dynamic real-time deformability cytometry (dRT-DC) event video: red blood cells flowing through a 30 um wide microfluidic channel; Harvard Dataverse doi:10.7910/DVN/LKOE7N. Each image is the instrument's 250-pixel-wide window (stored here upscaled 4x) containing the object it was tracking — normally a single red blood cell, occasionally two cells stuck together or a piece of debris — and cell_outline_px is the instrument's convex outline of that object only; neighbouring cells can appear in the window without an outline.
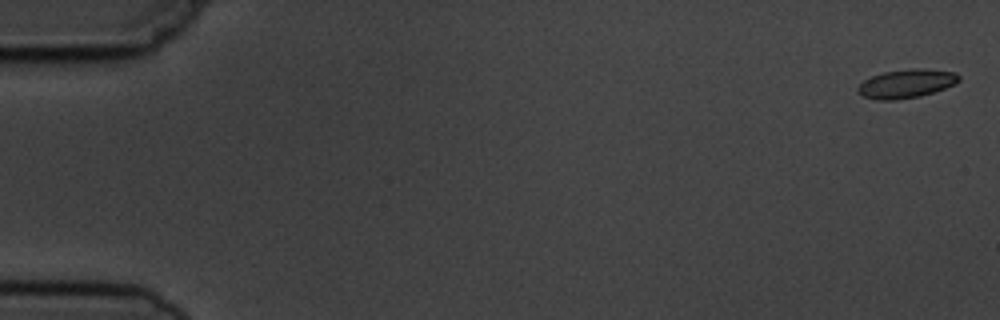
{"species": "common noctule bat (a hibernating species)", "species_latin": "Nyctalus noctula", "temperature_condition": "cold", "stored_images_in_passage": 5, "camera_frame_rate_fps": 3000, "um_per_image_px": 0.085, "animal": {"sex": "male", "body_mass_g": 19.5, "forearm_length_mm": 54.6}, "frame": {"image": 1, "passage_image": 1, "time_ms": 0.0, "image_size_px": [1000, 320], "cell_outline_px": [[960, 80], [956, 84], [920, 96], [896, 100], [876, 100], [864, 96], [856, 88], [864, 80], [872, 76], [884, 72], [912, 68], [924, 68], [956, 72], [960, 76]], "centroid_in_image_um": [77.07, 7.1], "position_along_channel_um": 7.9, "area_um2": 16.88}}
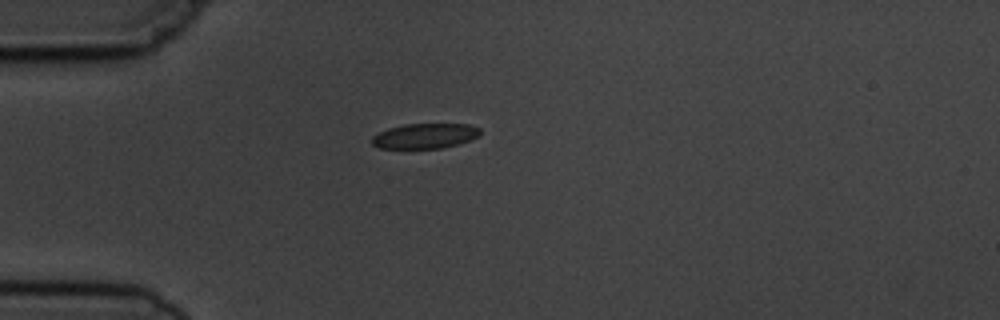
{"frame": {"image": 2, "passage_image": 5, "time_ms": 4.667, "image_size_px": [1000, 320], "cell_outline_px": [[480, 132], [476, 136], [468, 140], [456, 144], [440, 148], [380, 148], [372, 144], [372, 136], [388, 128], [404, 124], [468, 124], [480, 128]], "centroid_in_image_um": [36.08, 11.54], "position_along_channel_um": 48.9, "area_um2": 15.55}}